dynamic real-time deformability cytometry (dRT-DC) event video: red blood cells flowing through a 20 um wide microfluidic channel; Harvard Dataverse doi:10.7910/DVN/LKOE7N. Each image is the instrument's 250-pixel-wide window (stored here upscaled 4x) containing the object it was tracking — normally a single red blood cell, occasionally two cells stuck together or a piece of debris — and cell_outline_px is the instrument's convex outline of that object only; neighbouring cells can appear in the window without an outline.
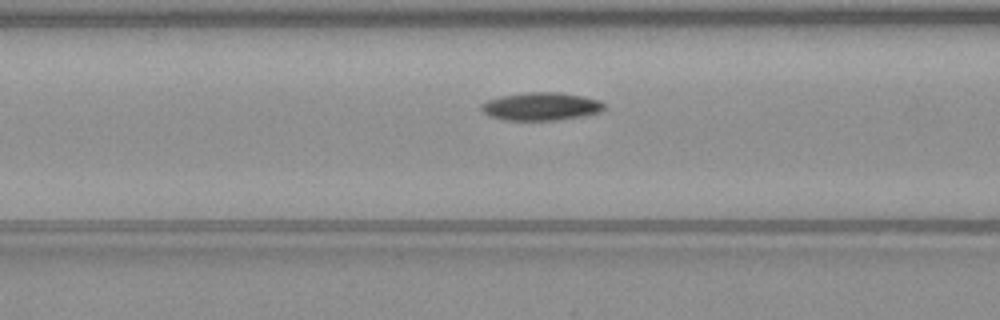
{"species": "common noctule bat (a hibernating species)", "species_latin": "Nyctalus noctula", "temperature_condition": "warm", "stored_images_in_passage": 26, "camera_frame_rate_fps": 3000, "um_per_image_px": 0.085, "animal": {"sex": "male", "body_mass_g": 23.1, "forearm_length_mm": 52.7}, "frame": {"image": 1, "passage_image": 5, "time_ms": 1.333, "image_size_px": [1000, 320], "cell_outline_px": [[604, 108], [600, 112], [580, 116], [556, 120], [504, 120], [488, 116], [480, 108], [480, 104], [488, 100], [500, 96], [528, 92], [560, 92], [584, 96], [600, 100], [604, 104]], "centroid_in_image_um": [45.97, 9.04], "position_along_channel_um": 120.6, "area_um2": 20.06}}